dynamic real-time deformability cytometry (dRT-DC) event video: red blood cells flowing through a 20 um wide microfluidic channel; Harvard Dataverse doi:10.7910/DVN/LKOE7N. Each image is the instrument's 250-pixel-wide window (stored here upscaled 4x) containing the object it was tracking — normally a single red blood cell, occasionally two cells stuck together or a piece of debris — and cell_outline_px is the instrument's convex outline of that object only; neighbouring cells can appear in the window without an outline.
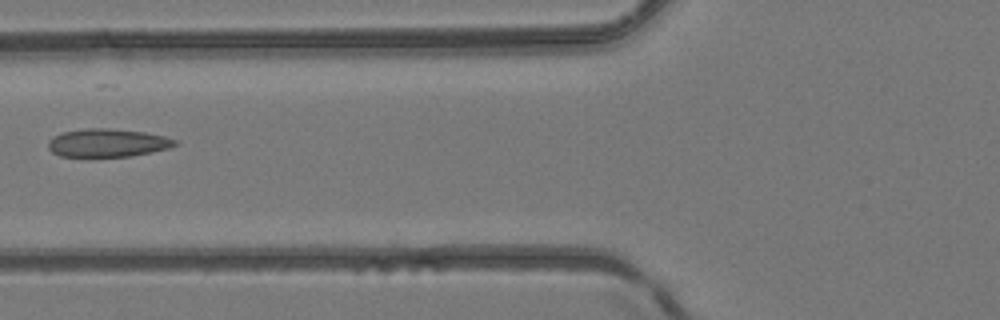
{"species": "common noctule bat (a hibernating species)", "species_latin": "Nyctalus noctula", "temperature_condition": "room temperature", "stored_images_in_passage": 7, "camera_frame_rate_fps": 3000, "um_per_image_px": 0.085, "animal": {"sex": "female", "body_mass_g": 24.6, "forearm_length_mm": 56.2}, "frame": {"image": 1, "passage_image": 6, "time_ms": 6.0, "image_size_px": [1000, 320], "cell_outline_px": [[180, 144], [168, 148], [152, 152], [132, 156], [92, 160], [88, 160], [60, 156], [52, 152], [48, 148], [48, 140], [52, 136], [64, 132], [84, 128], [108, 128], [144, 132], [164, 136], [176, 140]], "centroid_in_image_um": [9.08, 12.2], "position_along_channel_um": 116.7, "area_um2": 21.91}}
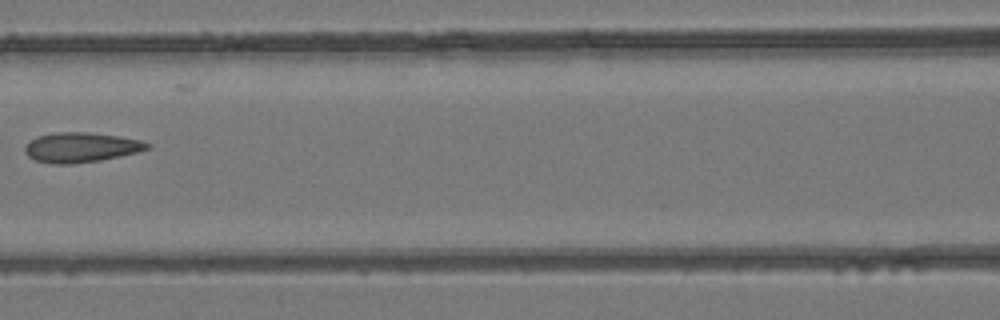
{"frame": {"image": 2, "passage_image": 7, "time_ms": 7.0, "image_size_px": [1000, 320], "cell_outline_px": [[152, 148], [120, 156], [100, 160], [72, 164], [52, 164], [36, 160], [28, 156], [24, 152], [24, 148], [36, 136], [56, 132], [88, 132], [116, 136], [140, 140], [152, 144]], "centroid_in_image_um": [6.89, 12.53], "position_along_channel_um": 159.7, "area_um2": 21.21}}